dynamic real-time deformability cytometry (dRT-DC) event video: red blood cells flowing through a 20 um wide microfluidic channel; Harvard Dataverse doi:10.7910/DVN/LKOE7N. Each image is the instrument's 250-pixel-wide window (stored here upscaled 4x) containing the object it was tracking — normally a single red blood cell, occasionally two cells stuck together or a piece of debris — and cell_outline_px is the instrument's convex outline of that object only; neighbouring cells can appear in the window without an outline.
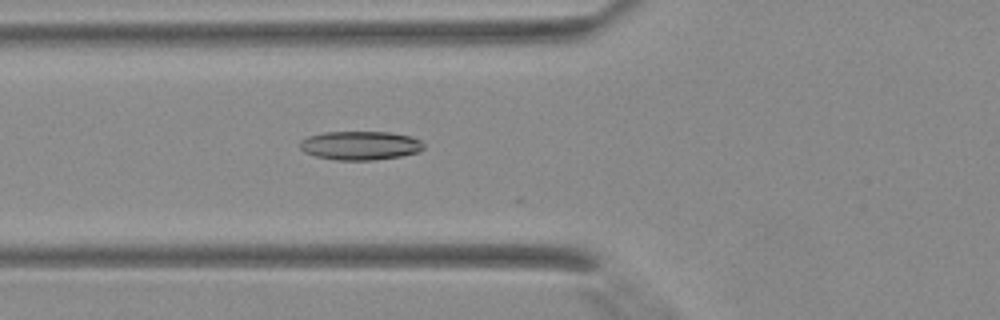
{"species": "Egyptian fruit bat (a non-hibernating species)", "species_latin": "Rousettus aegyptiacus", "temperature_condition": "warm", "stored_images_in_passage": 19, "camera_frame_rate_fps": 3000, "um_per_image_px": 0.085, "animal": {"sex": "female"}, "frame": {"image": 1, "passage_image": 16, "time_ms": 5.0, "image_size_px": [1000, 320], "cell_outline_px": [[424, 148], [420, 152], [400, 156], [376, 160], [336, 160], [316, 156], [304, 152], [300, 148], [300, 140], [308, 136], [324, 132], [388, 132], [412, 136], [420, 140], [424, 144]], "centroid_in_image_um": [30.63, 12.37], "position_along_channel_um": 95.2, "area_um2": 20.92}}
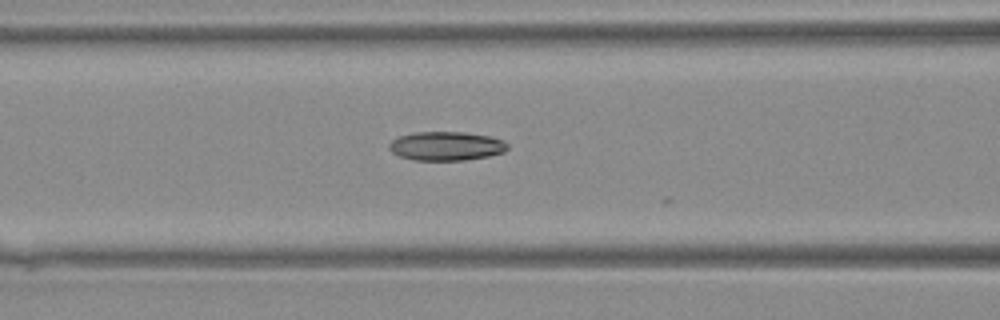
{"frame": {"image": 2, "passage_image": 18, "time_ms": 5.667, "image_size_px": [1000, 320], "cell_outline_px": [[508, 148], [504, 152], [488, 156], [464, 160], [412, 160], [400, 156], [392, 152], [388, 148], [388, 144], [392, 140], [400, 136], [416, 132], [464, 132], [492, 136], [508, 144]], "centroid_in_image_um": [37.92, 12.41], "position_along_channel_um": 128.7, "area_um2": 19.94}}